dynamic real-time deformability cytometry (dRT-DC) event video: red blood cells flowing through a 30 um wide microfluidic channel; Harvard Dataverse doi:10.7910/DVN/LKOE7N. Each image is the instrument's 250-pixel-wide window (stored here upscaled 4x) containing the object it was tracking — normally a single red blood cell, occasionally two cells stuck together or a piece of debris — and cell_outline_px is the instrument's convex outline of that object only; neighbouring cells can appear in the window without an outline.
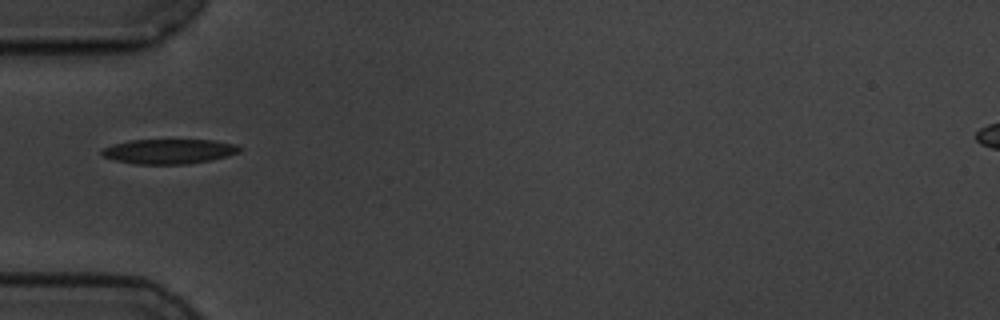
{"species": "common noctule bat (a hibernating species)", "species_latin": "Nyctalus noctula", "temperature_condition": "cold", "stored_images_in_passage": 40, "camera_frame_rate_fps": 3000, "um_per_image_px": 0.085, "animal": {"sex": "male", "body_mass_g": 19.5, "forearm_length_mm": 54.6}, "frame": {"image": 1, "passage_image": 1, "time_ms": 0.0, "image_size_px": [1000, 320], "cell_outline_px": [[244, 148], [240, 152], [228, 156], [188, 164], [136, 164], [116, 160], [104, 156], [100, 152], [104, 148], [112, 144], [128, 140], [212, 140], [236, 144]], "centroid_in_image_um": [14.4, 12.86], "position_along_channel_um": 70.6, "area_um2": 19.88}}
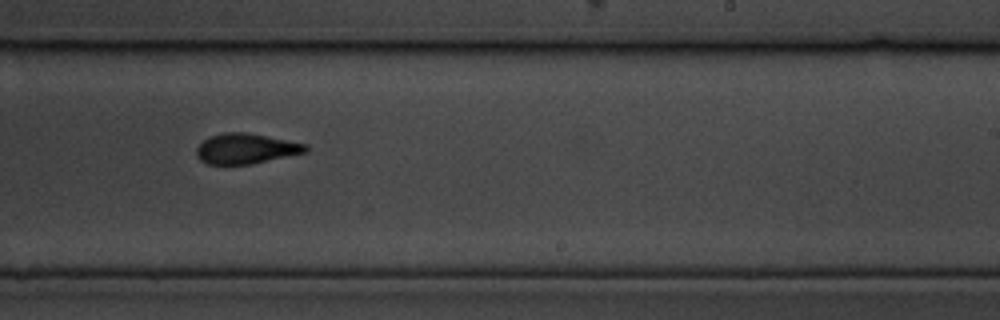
{"frame": {"image": 2, "passage_image": 18, "time_ms": 5.667, "image_size_px": [1000, 320], "cell_outline_px": [[308, 152], [252, 164], [208, 164], [200, 160], [196, 156], [196, 148], [208, 136], [224, 132], [248, 132], [308, 144]], "centroid_in_image_um": [20.91, 12.63], "position_along_channel_um": 268.1, "area_um2": 19.48}}
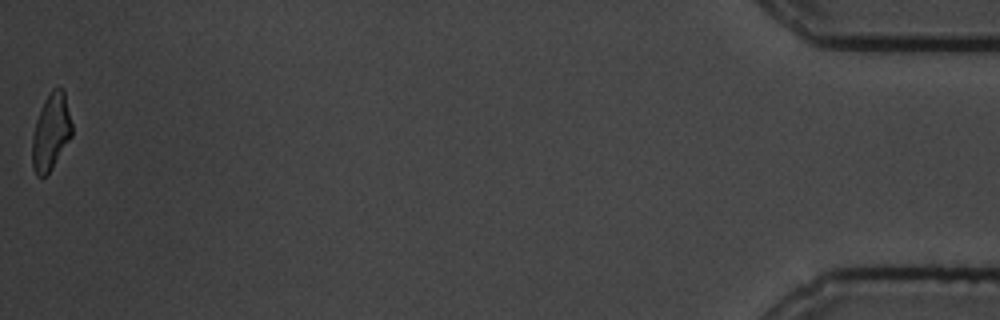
{"frame": {"image": 3, "passage_image": 40, "time_ms": 13.0, "image_size_px": [1000, 320], "cell_outline_px": [[72, 136], [52, 168], [44, 176], [36, 176], [32, 168], [32, 136], [36, 120], [40, 108], [48, 92], [52, 88], [64, 88], [72, 124]], "centroid_in_image_um": [4.33, 11.19], "position_along_channel_um": 430.9, "area_um2": 17.92}, "authors_computed_cell_mechanics": {"area_um2": 19.363, "velocity_mm_per_s": 3.4855, "shape_relaxation_time_tau1_ms": 3.8416, "shape_relaxation_time_tau2_ms": 2.3483, "deformation_change_tau1": 0.1518, "deformation_change_tau2": 0.0989}}